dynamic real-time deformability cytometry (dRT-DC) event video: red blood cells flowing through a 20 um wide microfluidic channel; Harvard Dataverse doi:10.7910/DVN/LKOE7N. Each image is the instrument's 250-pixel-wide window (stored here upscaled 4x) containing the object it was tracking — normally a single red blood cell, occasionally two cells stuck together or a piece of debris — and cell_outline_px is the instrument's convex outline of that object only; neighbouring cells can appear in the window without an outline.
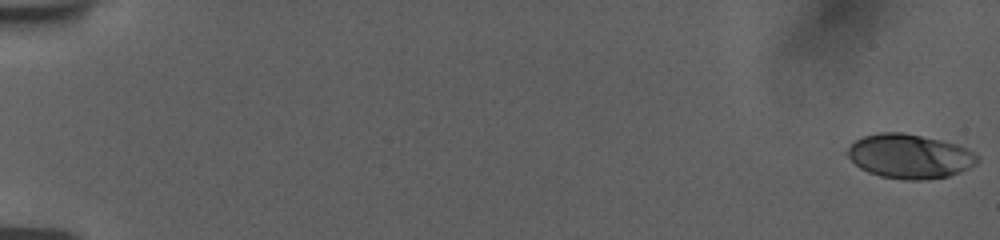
{"species": "human", "species_latin": "Homo sapiens", "temperature_condition": "room temperature", "stored_images_in_passage": 57, "camera_frame_rate_fps": 3000, "um_per_image_px": 0.085, "donor": {"sex": "female"}, "frame": {"image": 1, "passage_image": 1, "time_ms": 0.0, "image_size_px": [1000, 240], "cell_outline_px": [[980, 160], [976, 164], [968, 168], [948, 176], [920, 180], [904, 180], [880, 176], [868, 172], [860, 168], [844, 152], [856, 140], [864, 136], [880, 132], [904, 132], [940, 140], [956, 144], [980, 156]], "centroid_in_image_um": [77.3, 13.28], "position_along_channel_um": 7.7, "area_um2": 33.41}}
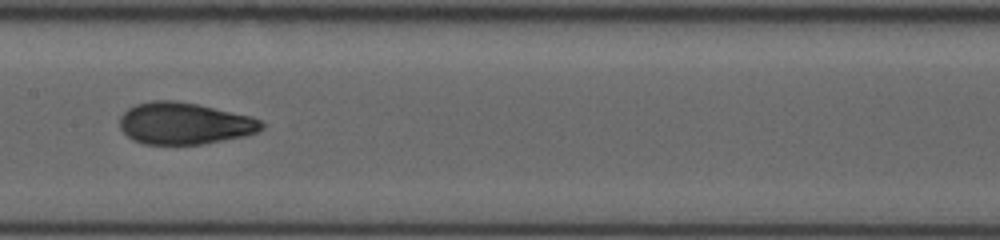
{"frame": {"image": 2, "passage_image": 31, "time_ms": 10.0, "image_size_px": [1000, 240], "cell_outline_px": [[264, 128], [256, 132], [244, 136], [200, 144], [144, 144], [132, 140], [120, 128], [120, 116], [128, 108], [136, 104], [152, 100], [176, 100], [196, 104], [252, 116], [260, 120], [264, 124]], "centroid_in_image_um": [15.66, 10.48], "position_along_channel_um": 191.7, "area_um2": 34.51}}
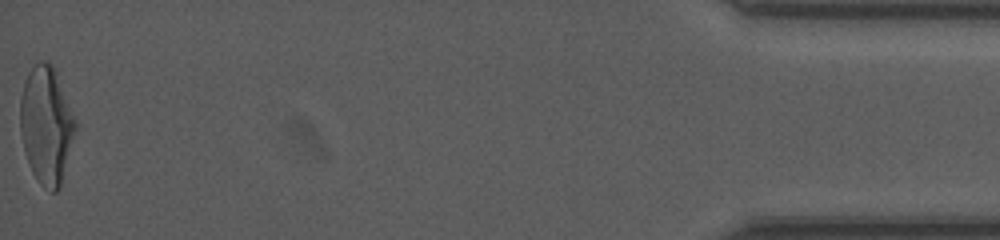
{"frame": {"image": 3, "passage_image": 57, "time_ms": 18.667, "image_size_px": [1000, 240], "cell_outline_px": [[76, 128], [60, 188], [56, 192], [52, 192], [44, 188], [40, 184], [32, 172], [24, 152], [20, 132], [20, 96], [28, 72], [40, 60], [48, 60], [56, 68], [76, 120]], "centroid_in_image_um": [3.94, 10.61], "position_along_channel_um": 431.3, "area_um2": 38.09}, "authors_computed_cell_mechanics": {"area_um2": 34.0442, "velocity_mm_per_s": 3.7456, "shape_relaxation_time_tau1_ms": 6.5351, "shape_relaxation_time_tau2_ms": 1.0145, "deformation_change_tau1": 0.2217, "deformation_change_tau2": 0.068}}